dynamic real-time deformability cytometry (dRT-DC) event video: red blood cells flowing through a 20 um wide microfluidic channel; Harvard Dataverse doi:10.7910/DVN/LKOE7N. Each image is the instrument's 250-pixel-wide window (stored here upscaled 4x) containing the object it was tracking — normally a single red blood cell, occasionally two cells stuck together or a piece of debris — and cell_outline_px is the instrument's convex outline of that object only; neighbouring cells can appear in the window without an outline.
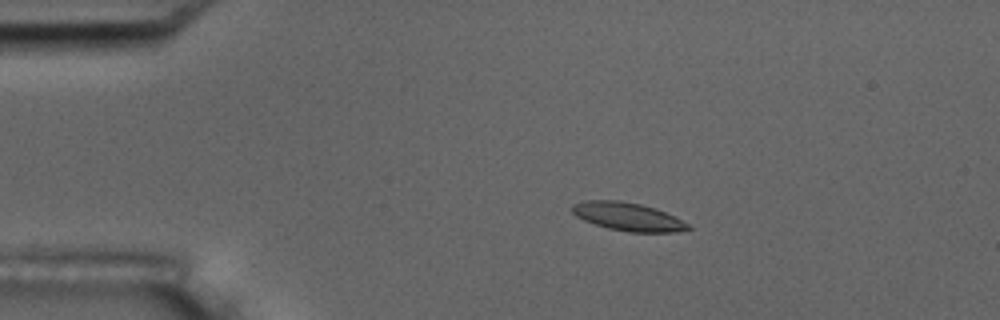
{"species": "common noctule bat (a hibernating species)", "species_latin": "Nyctalus noctula", "temperature_condition": "room temperature", "stored_images_in_passage": 9, "camera_frame_rate_fps": 3000, "um_per_image_px": 0.085, "animal": {"sex": "male", "body_mass_g": 17.5, "forearm_length_mm": 52.3}, "frame": {"image": 1, "passage_image": 3, "time_ms": 2.333, "image_size_px": [1000, 320], "cell_outline_px": [[692, 228], [676, 232], [628, 232], [608, 228], [584, 220], [576, 216], [572, 212], [572, 204], [584, 200], [620, 200], [640, 204], [656, 208], [688, 224]], "centroid_in_image_um": [53.33, 18.41], "position_along_channel_um": 31.7, "area_um2": 18.9}}
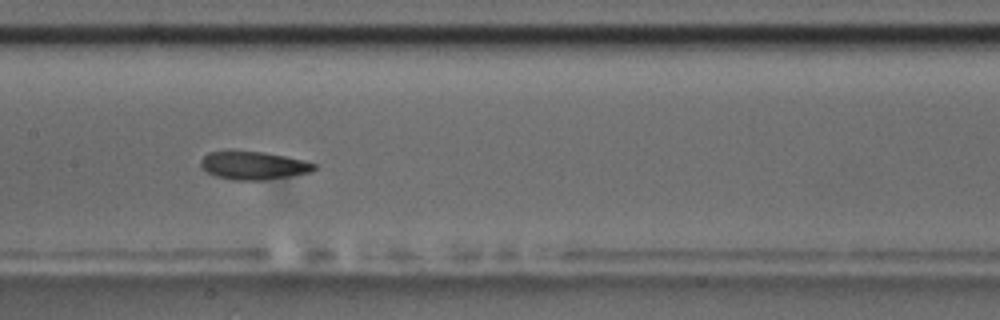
{"frame": {"image": 2, "passage_image": 8, "time_ms": 8.0, "image_size_px": [1000, 320], "cell_outline_px": [[316, 168], [312, 172], [264, 180], [236, 180], [216, 176], [200, 168], [200, 160], [208, 152], [228, 148], [232, 148], [264, 152], [304, 160], [316, 164]], "centroid_in_image_um": [21.48, 14.02], "position_along_channel_um": 185.9, "area_um2": 19.19}}
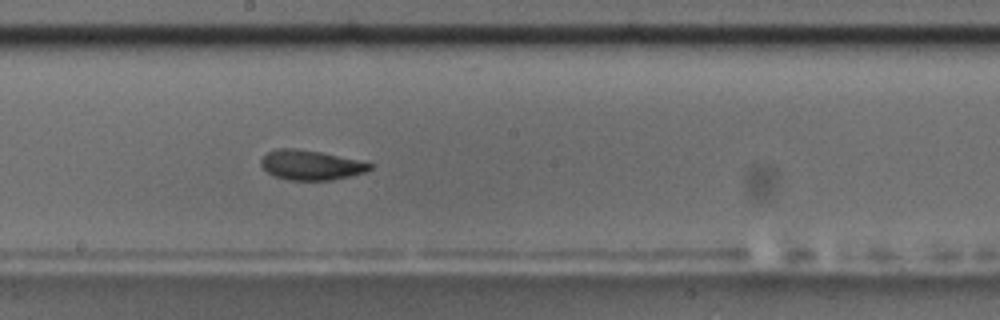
{"frame": {"image": 3, "passage_image": 9, "time_ms": 9.0, "image_size_px": [1000, 320], "cell_outline_px": [[372, 168], [368, 172], [352, 176], [332, 180], [288, 180], [272, 176], [260, 164], [260, 160], [268, 152], [276, 148], [296, 148], [320, 152], [356, 160], [372, 164]], "centroid_in_image_um": [26.4, 14.04], "position_along_channel_um": 221.8, "area_um2": 18.9}}